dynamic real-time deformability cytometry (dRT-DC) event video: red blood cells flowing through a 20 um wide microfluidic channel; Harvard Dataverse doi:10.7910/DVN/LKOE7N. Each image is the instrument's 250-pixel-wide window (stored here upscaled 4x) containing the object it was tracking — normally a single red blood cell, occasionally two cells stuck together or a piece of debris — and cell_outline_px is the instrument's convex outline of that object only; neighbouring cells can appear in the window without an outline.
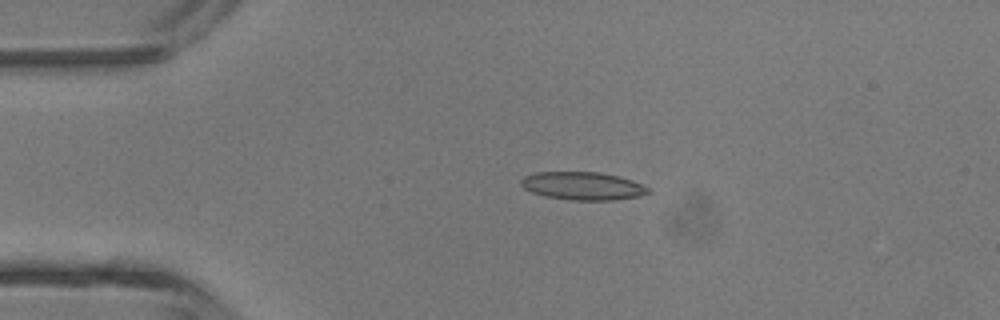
{"species": "common noctule bat (a hibernating species)", "species_latin": "Nyctalus noctula", "temperature_condition": "room temperature", "stored_images_in_passage": 2, "camera_frame_rate_fps": 3000, "um_per_image_px": 0.085, "animal": {"sex": "male", "body_mass_g": 13.3}, "frame": {"image": 1, "passage_image": 1, "time_ms": 0.0, "image_size_px": [1000, 320], "cell_outline_px": [[652, 192], [640, 196], [612, 200], [568, 200], [544, 196], [532, 192], [524, 188], [520, 184], [520, 180], [524, 176], [536, 172], [600, 172], [620, 176], [632, 180], [648, 188]], "centroid_in_image_um": [49.52, 15.8], "position_along_channel_um": 35.5, "area_um2": 20.87}}